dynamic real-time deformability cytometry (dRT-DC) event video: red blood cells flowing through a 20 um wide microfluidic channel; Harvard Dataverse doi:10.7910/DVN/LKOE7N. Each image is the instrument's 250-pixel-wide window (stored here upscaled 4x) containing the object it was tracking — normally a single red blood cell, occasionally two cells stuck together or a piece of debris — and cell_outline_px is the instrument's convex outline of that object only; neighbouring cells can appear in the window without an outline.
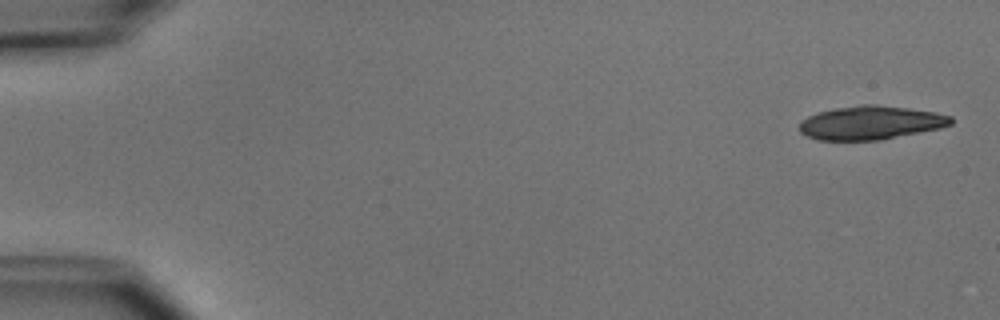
{"species": "common noctule bat (a hibernating species)", "species_latin": "Nyctalus noctula", "temperature_condition": "cold", "stored_images_in_passage": 6, "segment_of_instrument_passage": [1, 2], "camera_frame_rate_fps": 3000, "um_per_image_px": 0.085, "animal": {"sex": "male", "body_mass_g": 15.6}, "frame": {"image": 1, "passage_image": 1, "time_ms": 0.0, "image_size_px": [1000, 320], "cell_outline_px": [[952, 124], [940, 128], [880, 140], [816, 140], [800, 132], [800, 120], [816, 112], [836, 108], [864, 104], [876, 104], [908, 108], [936, 112], [952, 116]], "centroid_in_image_um": [74.0, 10.43], "position_along_channel_um": 11.0, "area_um2": 29.77}}